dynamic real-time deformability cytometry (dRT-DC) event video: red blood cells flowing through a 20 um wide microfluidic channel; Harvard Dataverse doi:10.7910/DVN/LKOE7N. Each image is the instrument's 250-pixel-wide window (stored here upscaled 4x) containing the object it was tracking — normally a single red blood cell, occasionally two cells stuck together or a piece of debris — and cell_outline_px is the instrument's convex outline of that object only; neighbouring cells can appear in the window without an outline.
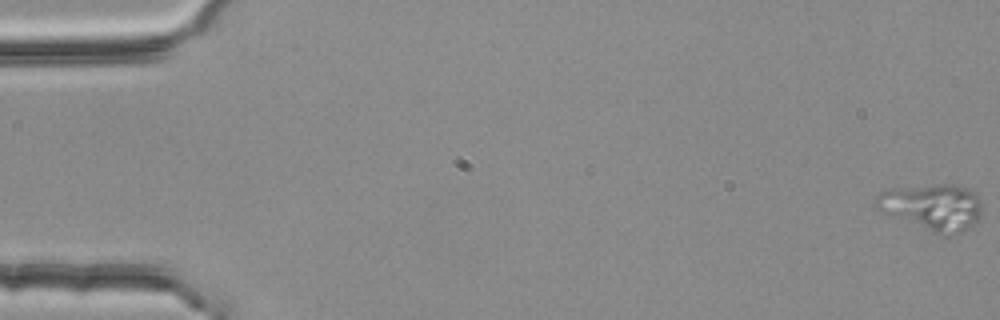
{"species": "common noctule bat (a hibernating species)", "species_latin": "Nyctalus noctula", "temperature_condition": "room temperature", "stored_images_in_passage": 56, "camera_frame_rate_fps": 3000, "um_per_image_px": 0.085, "animal": {"sex": "female", "body_mass_g": 25.1}, "frame": {"image": 1, "passage_image": 1, "time_ms": 0.0, "image_size_px": [1000, 320], "cell_outline_px": [[980, 216], [968, 228], [960, 232], [948, 236], [940, 236], [880, 212], [876, 208], [872, 200], [880, 192], [896, 188], [936, 184], [952, 184], [968, 188], [980, 200]], "centroid_in_image_um": [79.19, 17.61], "position_along_channel_um": 5.8, "area_um2": 28.9}}
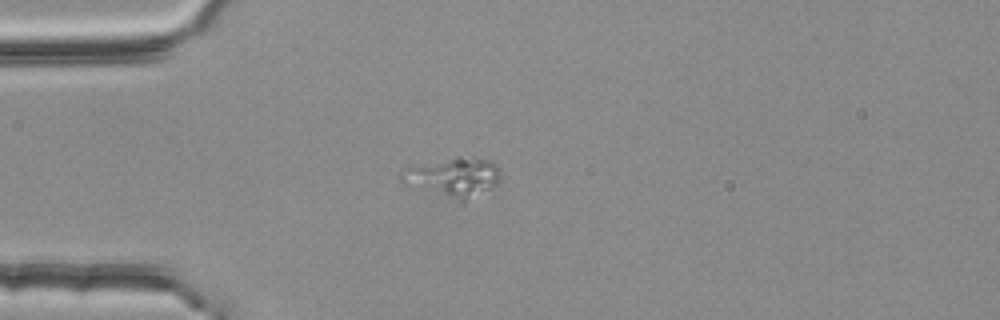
{"frame": {"image": 2, "passage_image": 16, "time_ms": 5.0, "image_size_px": [1000, 320], "cell_outline_px": [[500, 184], [464, 204], [460, 204], [404, 184], [400, 180], [400, 172], [408, 168], [468, 156], [472, 156], [488, 160], [496, 164], [500, 168]], "centroid_in_image_um": [38.62, 15.15], "position_along_channel_um": 46.4, "area_um2": 23.12}}
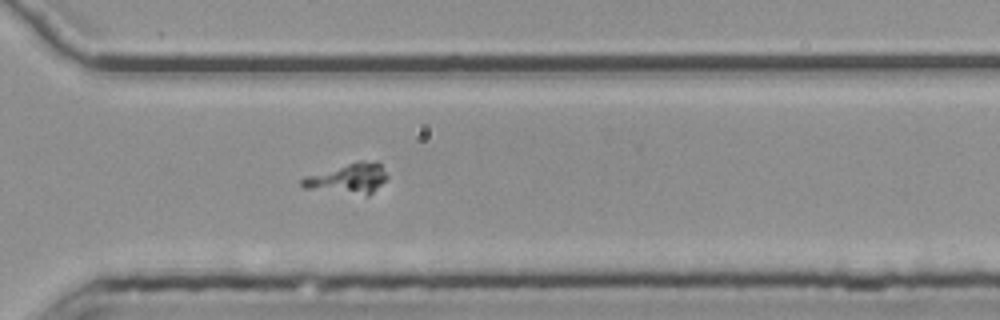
{"frame": {"image": 3, "passage_image": 41, "time_ms": 13.333, "image_size_px": [1000, 320], "cell_outline_px": [[388, 176], [368, 196], [304, 188], [300, 184], [300, 180], [304, 176], [356, 160], [376, 160], [380, 164]], "centroid_in_image_um": [29.56, 15.14], "position_along_channel_um": 341.0, "area_um2": 15.14}}